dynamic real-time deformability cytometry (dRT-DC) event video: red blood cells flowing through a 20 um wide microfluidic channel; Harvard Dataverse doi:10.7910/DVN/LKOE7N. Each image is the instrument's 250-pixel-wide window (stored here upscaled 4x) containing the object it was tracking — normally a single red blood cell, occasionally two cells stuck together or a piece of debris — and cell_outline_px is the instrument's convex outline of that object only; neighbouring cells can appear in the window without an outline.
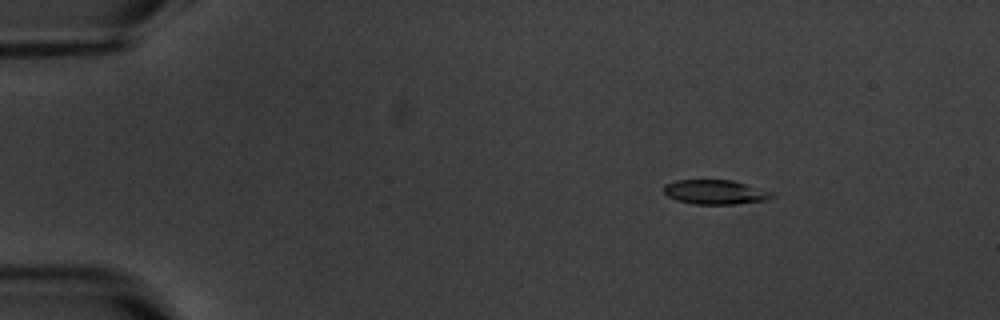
{"species": "common noctule bat (a hibernating species)", "species_latin": "Nyctalus noctula", "temperature_condition": "warm", "stored_images_in_passage": 4, "camera_frame_rate_fps": 3000, "um_per_image_px": 0.085, "animal": {"sex": "male", "body_mass_g": 20.1, "forearm_length_mm": 53.5}, "frame": {"image": 1, "passage_image": 1, "time_ms": 0.0, "image_size_px": [1000, 320], "cell_outline_px": [[776, 196], [768, 200], [736, 204], [696, 204], [676, 200], [668, 196], [664, 192], [664, 184], [676, 180], [732, 180], [772, 192]], "centroid_in_image_um": [60.8, 16.33], "position_along_channel_um": 24.2, "area_um2": 15.37}}
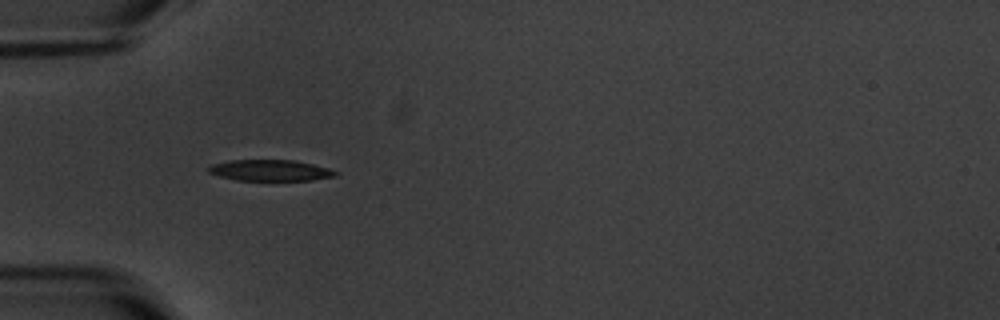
{"frame": {"image": 2, "passage_image": 3, "time_ms": 3.333, "image_size_px": [1000, 320], "cell_outline_px": [[340, 172], [336, 176], [312, 180], [236, 180], [220, 176], [208, 172], [208, 168], [212, 164], [228, 160], [296, 160], [328, 168]], "centroid_in_image_um": [22.99, 14.47], "position_along_channel_um": 62.0, "area_um2": 15.61}}